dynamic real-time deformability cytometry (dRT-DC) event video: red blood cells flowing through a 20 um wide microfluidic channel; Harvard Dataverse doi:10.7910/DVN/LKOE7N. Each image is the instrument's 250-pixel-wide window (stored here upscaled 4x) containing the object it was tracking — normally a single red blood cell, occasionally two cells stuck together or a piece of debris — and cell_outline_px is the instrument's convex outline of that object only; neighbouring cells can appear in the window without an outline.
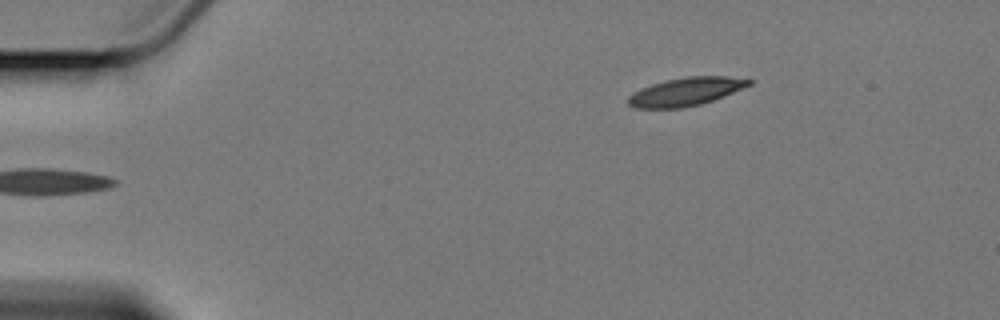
{"species": "Egyptian fruit bat (a non-hibernating species)", "species_latin": "Rousettus aegyptiacus", "temperature_condition": "cold", "stored_images_in_passage": 6, "camera_frame_rate_fps": 3000, "um_per_image_px": 0.085, "animal": {"sex": "female"}, "frame": {"image": 1, "passage_image": 6, "time_ms": 6.0, "image_size_px": [1000, 320], "cell_outline_px": [[752, 84], [724, 96], [700, 104], [680, 108], [636, 108], [628, 104], [624, 100], [632, 92], [640, 88], [652, 84], [668, 80], [688, 76], [728, 76], [752, 80]], "centroid_in_image_um": [58.25, 7.79], "position_along_channel_um": 26.8, "area_um2": 19.83}}